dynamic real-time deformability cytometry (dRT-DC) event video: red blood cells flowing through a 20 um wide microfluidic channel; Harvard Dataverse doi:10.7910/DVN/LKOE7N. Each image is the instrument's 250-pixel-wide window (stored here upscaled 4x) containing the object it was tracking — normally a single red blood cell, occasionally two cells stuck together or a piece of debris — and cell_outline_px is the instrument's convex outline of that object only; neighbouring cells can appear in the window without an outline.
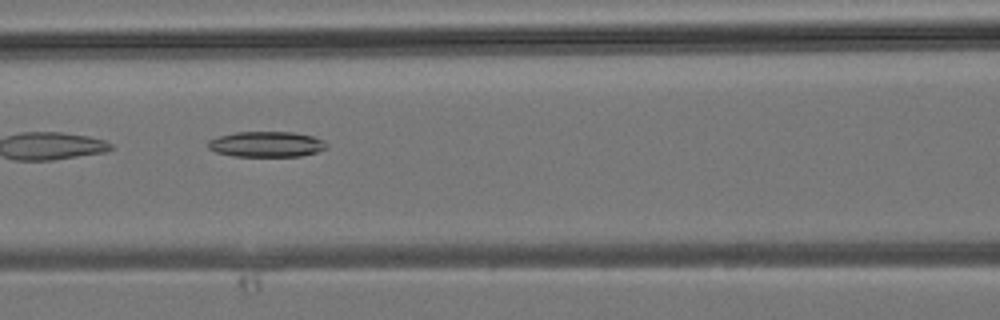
{"species": "common noctule bat (a hibernating species)", "species_latin": "Nyctalus noctula", "temperature_condition": "room temperature", "stored_images_in_passage": 36, "camera_frame_rate_fps": 3000, "um_per_image_px": 0.085, "animal": {"sex": "male", "body_mass_g": 19.2, "forearm_length_mm": 51.8}, "frame": {"image": 1, "passage_image": 16, "time_ms": 5.0, "image_size_px": [1000, 320], "cell_outline_px": [[328, 148], [316, 152], [300, 156], [232, 156], [216, 152], [208, 148], [208, 140], [220, 136], [236, 132], [292, 132], [312, 136], [324, 140], [328, 144]], "centroid_in_image_um": [22.67, 12.26], "position_along_channel_um": 143.9, "area_um2": 17.63}}
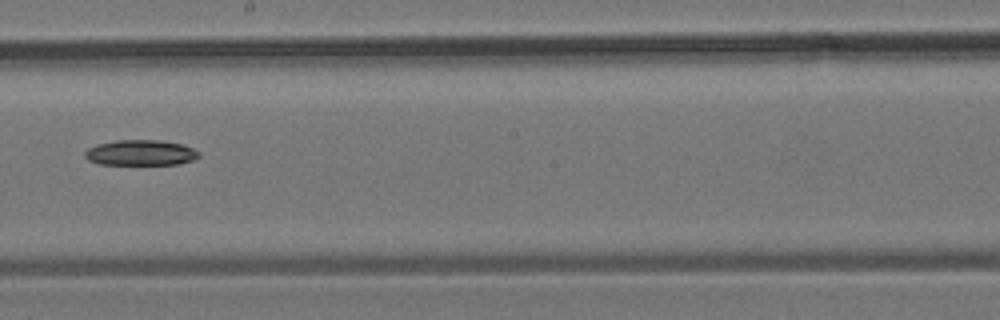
{"frame": {"image": 2, "passage_image": 21, "time_ms": 6.667, "image_size_px": [1000, 320], "cell_outline_px": [[200, 156], [192, 160], [180, 164], [100, 164], [88, 160], [84, 156], [84, 152], [88, 148], [96, 144], [116, 140], [160, 140], [184, 144], [200, 152]], "centroid_in_image_um": [11.96, 12.97], "position_along_channel_um": 236.2, "area_um2": 17.05}}